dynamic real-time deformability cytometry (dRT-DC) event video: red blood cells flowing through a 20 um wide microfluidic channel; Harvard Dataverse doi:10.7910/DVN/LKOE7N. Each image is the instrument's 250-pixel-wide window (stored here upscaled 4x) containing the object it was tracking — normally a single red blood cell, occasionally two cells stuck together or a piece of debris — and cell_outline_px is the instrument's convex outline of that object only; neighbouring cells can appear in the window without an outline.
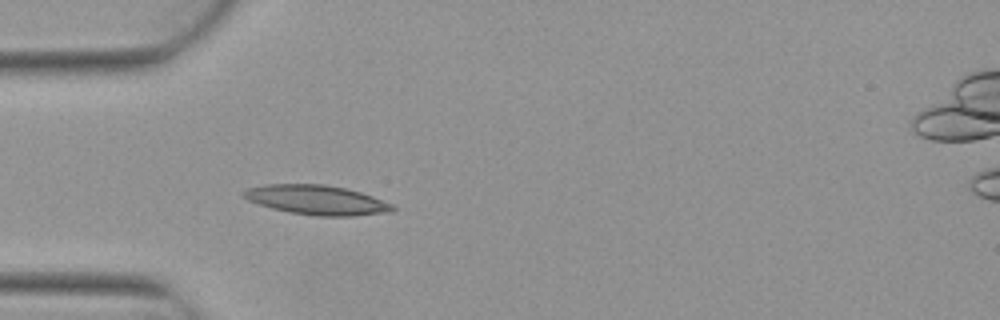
{"species": "Egyptian fruit bat (a non-hibernating species)", "species_latin": "Rousettus aegyptiacus", "temperature_condition": "warm", "stored_images_in_passage": 3, "camera_frame_rate_fps": 3000, "um_per_image_px": 0.085, "animal": {"sex": "female"}, "frame": {"image": 1, "passage_image": 2, "time_ms": 0.333, "image_size_px": [1000, 320], "cell_outline_px": [[396, 208], [392, 212], [352, 216], [316, 216], [288, 212], [272, 208], [248, 200], [240, 196], [240, 192], [248, 188], [264, 184], [324, 184], [344, 188], [360, 192], [372, 196], [392, 204]], "centroid_in_image_um": [26.89, 17.0], "position_along_channel_um": 58.1, "area_um2": 25.72}}